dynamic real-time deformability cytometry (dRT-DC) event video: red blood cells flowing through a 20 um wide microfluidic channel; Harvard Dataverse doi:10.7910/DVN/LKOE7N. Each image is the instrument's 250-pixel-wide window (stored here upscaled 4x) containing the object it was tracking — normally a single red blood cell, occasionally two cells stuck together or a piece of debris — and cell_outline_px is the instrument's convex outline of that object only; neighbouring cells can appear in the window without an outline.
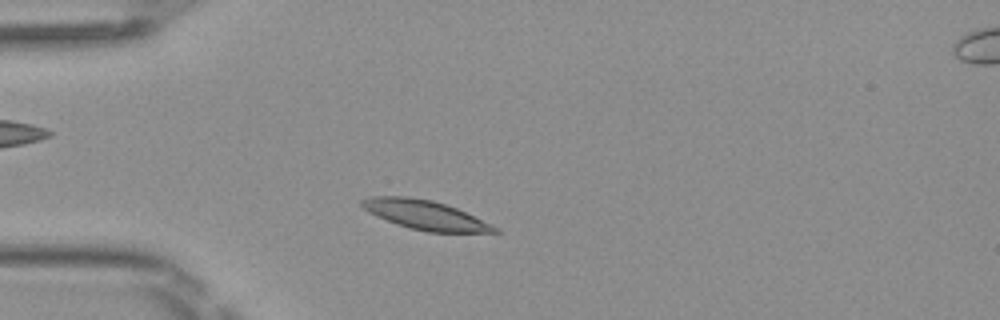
{"species": "Egyptian fruit bat (a non-hibernating species)", "species_latin": "Rousettus aegyptiacus", "temperature_condition": "room temperature", "stored_images_in_passage": 44, "camera_frame_rate_fps": 3000, "um_per_image_px": 0.085, "frame": {"image": 1, "passage_image": 7, "time_ms": 2.0, "image_size_px": [1000, 320], "cell_outline_px": [[500, 232], [428, 232], [408, 228], [396, 224], [376, 216], [368, 212], [360, 204], [360, 200], [368, 196], [408, 196], [432, 200], [456, 208], [500, 228]], "centroid_in_image_um": [36.09, 18.26], "position_along_channel_um": 48.9, "area_um2": 22.6}}
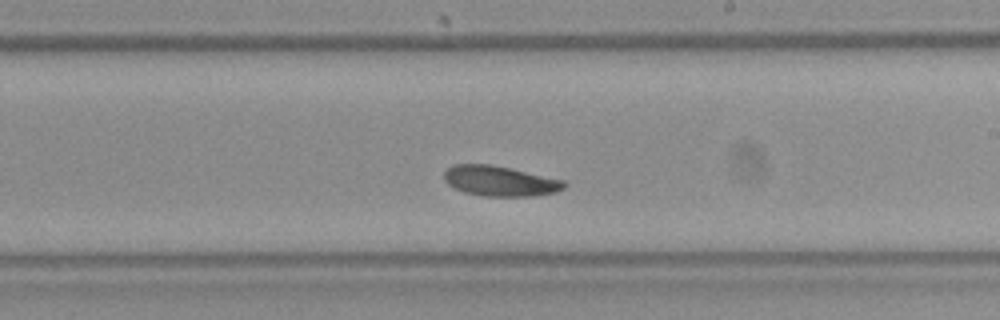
{"frame": {"image": 2, "passage_image": 23, "time_ms": 7.333, "image_size_px": [1000, 320], "cell_outline_px": [[568, 184], [564, 188], [556, 192], [536, 196], [484, 196], [464, 192], [448, 184], [444, 180], [444, 172], [452, 164], [488, 164], [508, 168], [564, 180]], "centroid_in_image_um": [42.5, 15.39], "position_along_channel_um": 246.5, "area_um2": 21.04}}
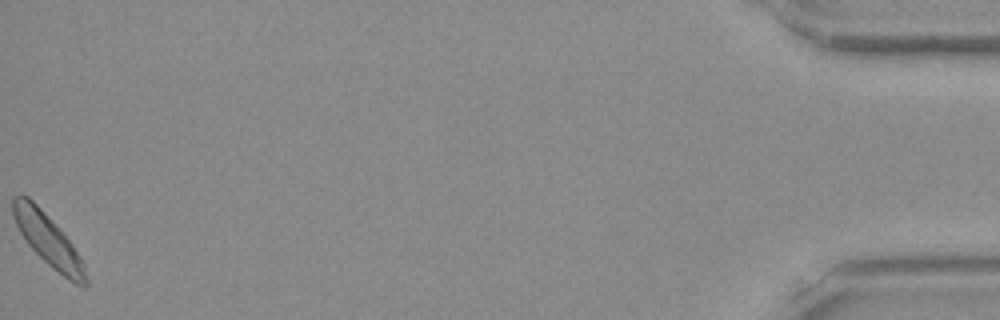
{"frame": {"image": 3, "passage_image": 44, "time_ms": 14.333, "image_size_px": [1000, 320], "cell_outline_px": [[88, 284], [84, 288], [68, 280], [52, 268], [28, 244], [20, 232], [12, 216], [12, 196], [20, 192], [28, 196], [52, 220], [72, 244], [80, 256], [84, 264], [88, 280]], "centroid_in_image_um": [4.08, 20.39], "position_along_channel_um": 431.1, "area_um2": 22.02}, "authors_computed_cell_mechanics": {"area_um2": 21.4438, "velocity_mm_per_s": 4.0152, "shape_relaxation_time_tau1_ms": 3.684, "shape_relaxation_time_tau2_ms": 6.8768, "deformation_change_tau1": 0.0954, "deformation_change_tau2": 0.116}}